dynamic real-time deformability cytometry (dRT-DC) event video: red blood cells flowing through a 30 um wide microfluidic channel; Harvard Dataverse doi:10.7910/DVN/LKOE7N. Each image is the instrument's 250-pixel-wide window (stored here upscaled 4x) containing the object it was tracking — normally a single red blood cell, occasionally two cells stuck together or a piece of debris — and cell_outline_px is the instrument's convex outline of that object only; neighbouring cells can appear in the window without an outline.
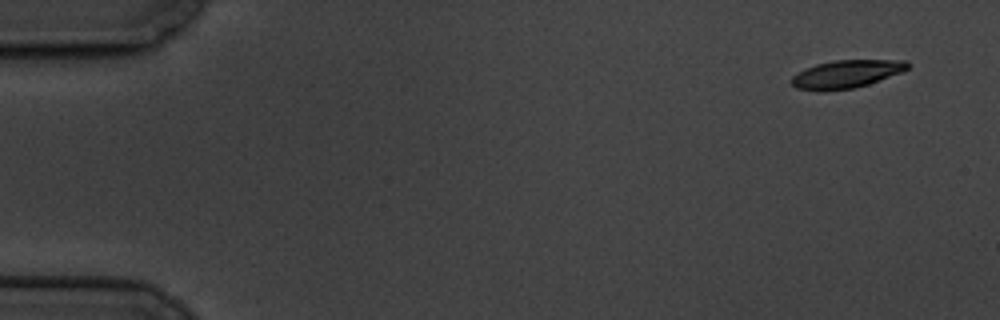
{"species": "common noctule bat (a hibernating species)", "species_latin": "Nyctalus noctula", "temperature_condition": "cold", "stored_images_in_passage": 4, "camera_frame_rate_fps": 3000, "um_per_image_px": 0.085, "animal": {"sex": "male", "body_mass_g": 19.5, "forearm_length_mm": 54.6}, "frame": {"image": 1, "passage_image": 1, "time_ms": 0.0, "image_size_px": [1000, 320], "cell_outline_px": [[908, 68], [900, 72], [868, 84], [852, 88], [820, 92], [796, 88], [792, 84], [792, 76], [796, 72], [804, 68], [816, 64], [836, 60], [908, 60]], "centroid_in_image_um": [71.87, 6.3], "position_along_channel_um": 13.1, "area_um2": 18.84}}
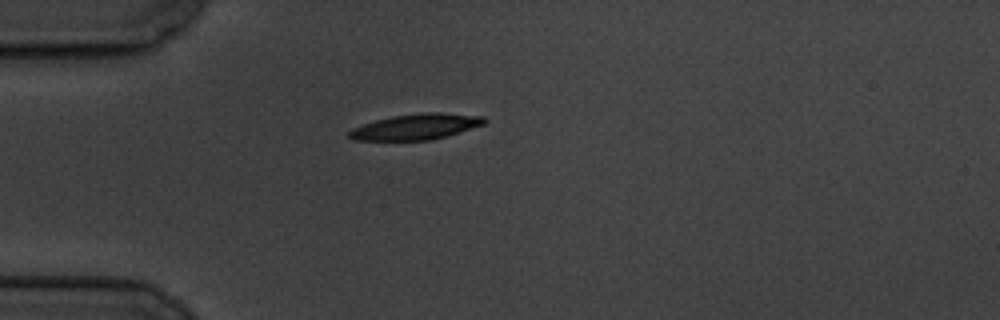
{"frame": {"image": 2, "passage_image": 4, "time_ms": 4.333, "image_size_px": [1000, 320], "cell_outline_px": [[488, 120], [484, 124], [432, 140], [352, 140], [348, 136], [348, 132], [352, 128], [376, 120], [392, 116], [420, 112], [440, 112], [484, 116]], "centroid_in_image_um": [35.36, 10.76], "position_along_channel_um": 49.6, "area_um2": 20.23}}